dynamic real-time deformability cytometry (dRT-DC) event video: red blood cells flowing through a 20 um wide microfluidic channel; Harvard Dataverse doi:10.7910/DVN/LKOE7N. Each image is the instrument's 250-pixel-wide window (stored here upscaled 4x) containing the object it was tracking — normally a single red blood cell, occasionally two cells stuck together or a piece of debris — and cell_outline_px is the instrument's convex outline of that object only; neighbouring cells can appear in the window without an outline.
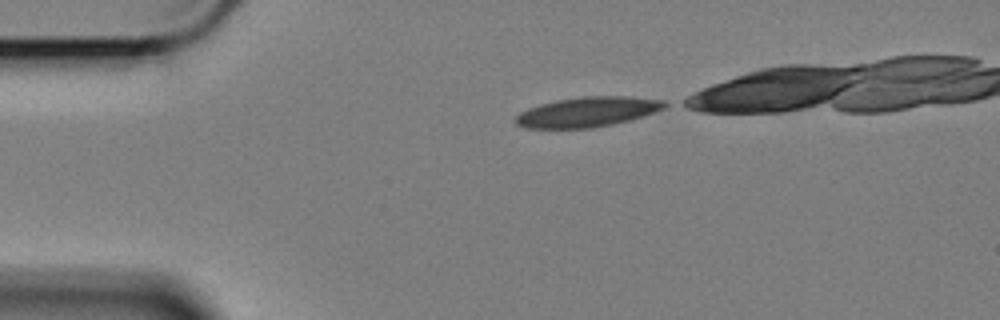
{"species": "Egyptian fruit bat (a non-hibernating species)", "species_latin": "Rousettus aegyptiacus", "temperature_condition": "cold", "stored_images_in_passage": 40, "camera_frame_rate_fps": 3000, "um_per_image_px": 0.085, "animal": {"sex": "female"}, "frame": {"image": 1, "passage_image": 1, "time_ms": 0.0, "image_size_px": [1000, 320], "cell_outline_px": [[672, 104], [664, 108], [628, 120], [612, 124], [592, 128], [524, 128], [516, 124], [512, 120], [520, 112], [528, 108], [540, 104], [556, 100], [580, 96], [628, 96], [664, 100]], "centroid_in_image_um": [49.9, 9.5], "position_along_channel_um": 35.1, "area_um2": 26.07}}
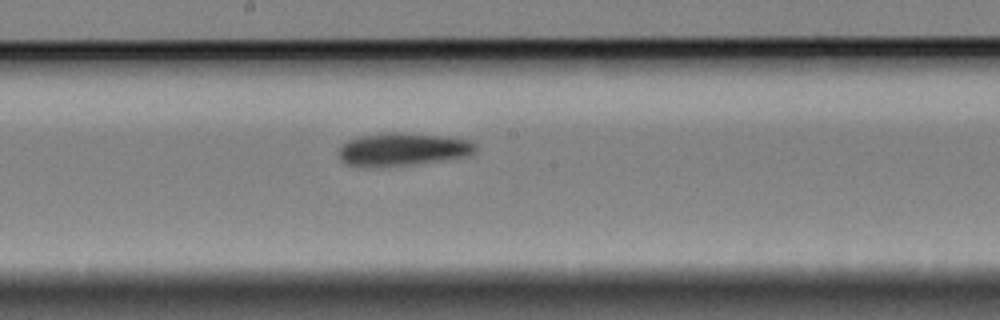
{"frame": {"image": 2, "passage_image": 20, "time_ms": 6.333, "image_size_px": [1000, 320], "cell_outline_px": [[476, 152], [468, 156], [412, 164], [380, 168], [344, 164], [340, 160], [336, 152], [348, 140], [360, 136], [380, 132], [404, 132], [444, 136], [468, 140], [476, 144]], "centroid_in_image_um": [34.18, 12.69], "position_along_channel_um": 214.0, "area_um2": 26.65}}
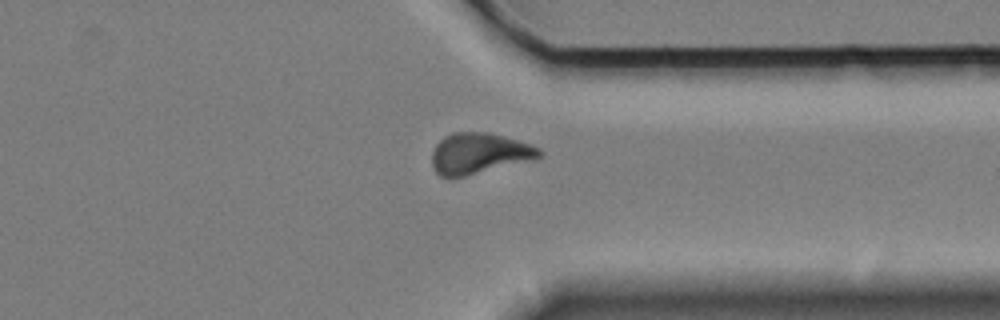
{"frame": {"image": 3, "passage_image": 34, "time_ms": 11.0, "image_size_px": [1000, 320], "cell_outline_px": [[544, 152], [540, 156], [532, 160], [448, 180], [440, 176], [432, 168], [432, 152], [436, 144], [444, 136], [452, 132], [488, 132], [504, 136], [532, 144], [540, 148]], "centroid_in_image_um": [40.7, 13.05], "position_along_channel_um": 370.7, "area_um2": 25.95}, "authors_computed_cell_mechanics": {"area_um2": 25.9811, "velocity_mm_per_s": 3.392, "shape_relaxation_time_tau1_ms": 9.5369, "shape_relaxation_time_tau2_ms": null, "deformation_change_tau1": 0.1501, "deformation_change_tau2": null}}